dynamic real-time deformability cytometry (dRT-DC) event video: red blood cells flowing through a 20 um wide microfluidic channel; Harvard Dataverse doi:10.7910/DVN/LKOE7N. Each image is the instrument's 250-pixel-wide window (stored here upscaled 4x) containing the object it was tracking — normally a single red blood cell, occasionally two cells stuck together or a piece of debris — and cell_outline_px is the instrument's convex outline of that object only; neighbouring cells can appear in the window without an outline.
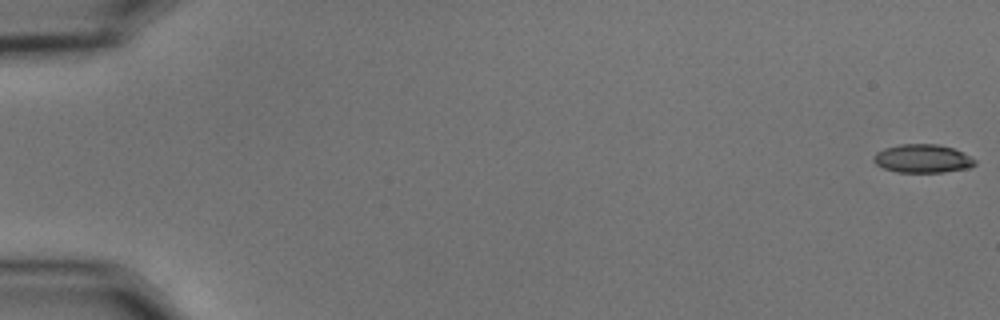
{"species": "common noctule bat (a hibernating species)", "species_latin": "Nyctalus noctula", "temperature_condition": "cold", "stored_images_in_passage": 58, "camera_frame_rate_fps": 3000, "um_per_image_px": 0.085, "animal": {"sex": "male", "body_mass_g": 15.6}, "frame": {"image": 1, "passage_image": 1, "time_ms": 0.0, "image_size_px": [1000, 320], "cell_outline_px": [[976, 164], [968, 168], [944, 172], [896, 172], [884, 168], [876, 164], [872, 160], [872, 156], [876, 152], [884, 148], [900, 144], [936, 144], [952, 148], [976, 160]], "centroid_in_image_um": [78.37, 13.48], "position_along_channel_um": 6.6, "area_um2": 16.7}}
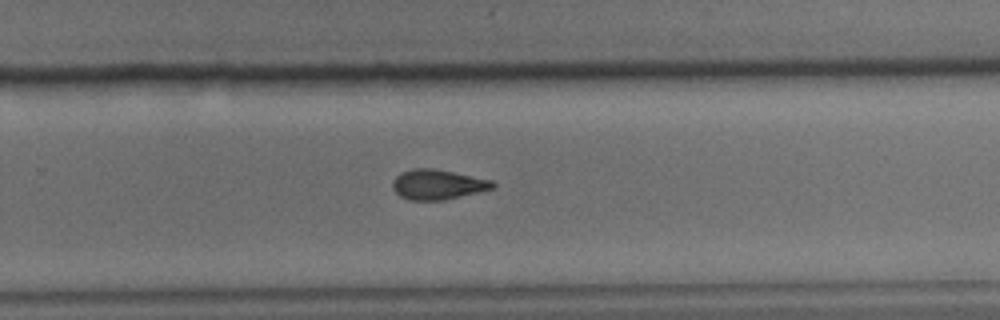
{"frame": {"image": 2, "passage_image": 38, "time_ms": 12.333, "image_size_px": [1000, 320], "cell_outline_px": [[496, 184], [492, 188], [444, 200], [408, 200], [400, 196], [392, 188], [392, 180], [400, 172], [412, 168], [432, 168], [492, 180]], "centroid_in_image_um": [37.14, 15.67], "position_along_channel_um": 292.7, "area_um2": 17.34}}
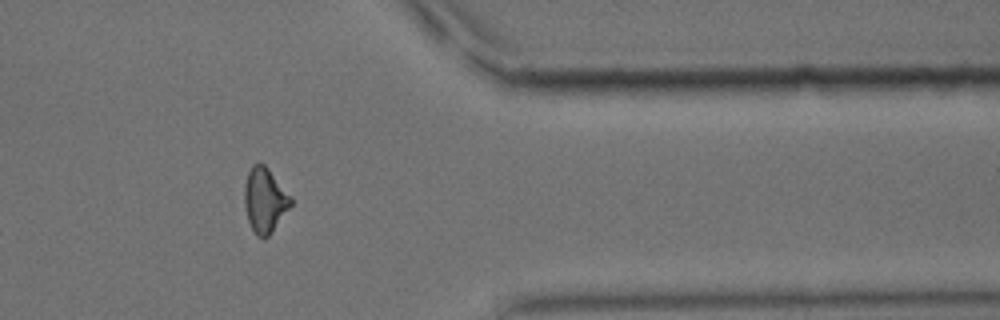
{"frame": {"image": 3, "passage_image": 47, "time_ms": 15.333, "image_size_px": [1000, 320], "cell_outline_px": [[292, 204], [272, 232], [268, 236], [256, 236], [248, 220], [244, 208], [244, 184], [248, 172], [252, 164], [256, 160], [260, 160], [268, 168], [292, 196]], "centroid_in_image_um": [22.5, 16.95], "position_along_channel_um": 388.9, "area_um2": 17.74}, "authors_computed_cell_mechanics": {"area_um2": 17.4556, "velocity_mm_per_s": 3.6366, "shape_relaxation_time_tau1_ms": 7.5298, "shape_relaxation_time_tau2_ms": 3.1545, "deformation_change_tau1": 0.1755, "deformation_change_tau2": 0.1048}}